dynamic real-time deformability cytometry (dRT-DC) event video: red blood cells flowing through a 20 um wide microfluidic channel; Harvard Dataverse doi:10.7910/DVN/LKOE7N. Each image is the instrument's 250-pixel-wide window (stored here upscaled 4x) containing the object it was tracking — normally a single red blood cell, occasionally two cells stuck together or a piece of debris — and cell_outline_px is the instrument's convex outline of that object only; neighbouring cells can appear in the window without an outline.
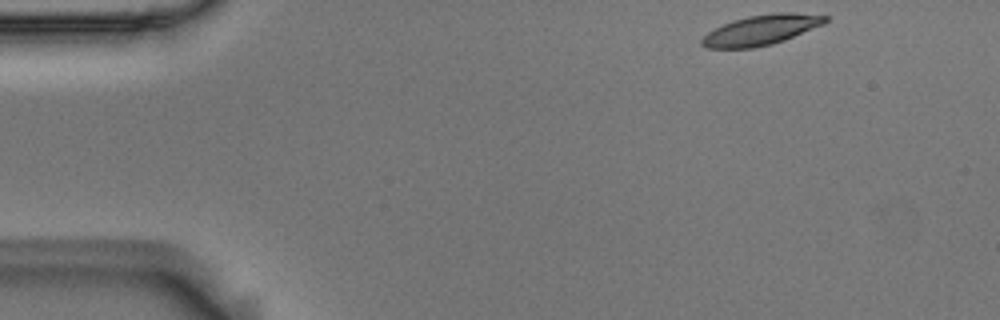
{"species": "Egyptian fruit bat (a non-hibernating species)", "species_latin": "Rousettus aegyptiacus", "temperature_condition": "room temperature", "stored_images_in_passage": 7, "camera_frame_rate_fps": 3000, "um_per_image_px": 0.085, "animal": {"sex": "male"}, "frame": {"image": 1, "passage_image": 1, "time_ms": 0.0, "image_size_px": [1000, 320], "cell_outline_px": [[828, 20], [824, 24], [784, 40], [772, 44], [752, 48], [704, 48], [700, 44], [700, 40], [708, 32], [732, 20], [748, 16], [776, 12], [792, 12], [828, 16]], "centroid_in_image_um": [64.69, 2.55], "position_along_channel_um": 20.3, "area_um2": 21.62}}
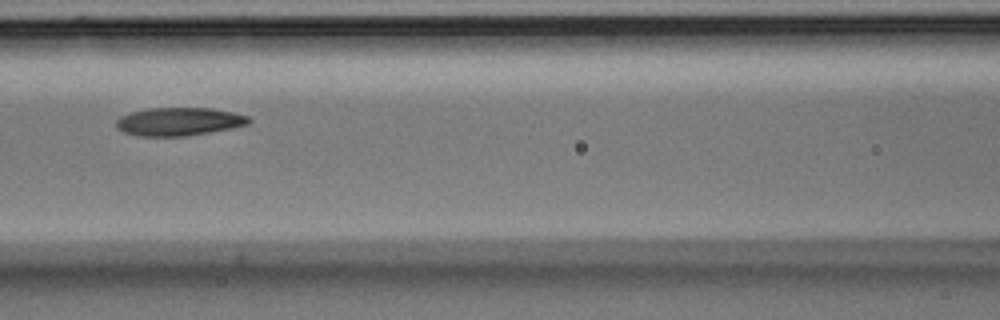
{"frame": {"image": 2, "passage_image": 6, "time_ms": 1.667, "image_size_px": [1000, 320], "cell_outline_px": [[252, 120], [248, 124], [232, 128], [184, 136], [136, 136], [124, 132], [116, 128], [116, 120], [120, 116], [132, 112], [148, 108], [212, 108], [232, 112], [248, 116]], "centroid_in_image_um": [15.19, 10.33], "position_along_channel_um": 151.4, "area_um2": 21.73}}
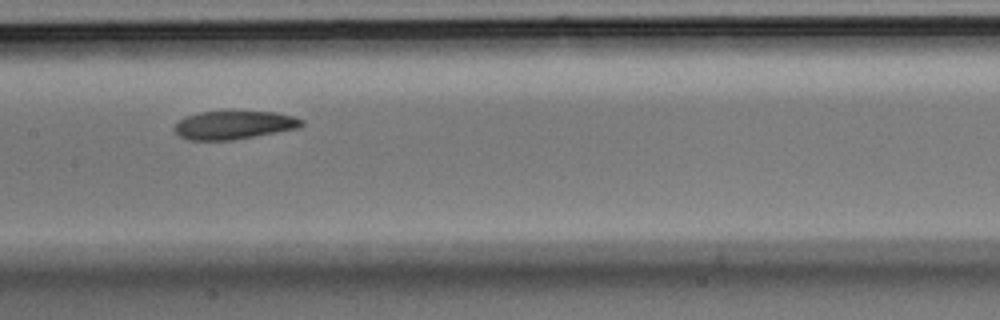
{"frame": {"image": 3, "passage_image": 7, "time_ms": 2.0, "image_size_px": [1000, 320], "cell_outline_px": [[304, 124], [296, 128], [232, 140], [192, 140], [180, 136], [172, 128], [180, 120], [188, 116], [200, 112], [276, 112], [292, 116], [304, 120]], "centroid_in_image_um": [19.87, 10.63], "position_along_channel_um": 187.5, "area_um2": 20.52}}